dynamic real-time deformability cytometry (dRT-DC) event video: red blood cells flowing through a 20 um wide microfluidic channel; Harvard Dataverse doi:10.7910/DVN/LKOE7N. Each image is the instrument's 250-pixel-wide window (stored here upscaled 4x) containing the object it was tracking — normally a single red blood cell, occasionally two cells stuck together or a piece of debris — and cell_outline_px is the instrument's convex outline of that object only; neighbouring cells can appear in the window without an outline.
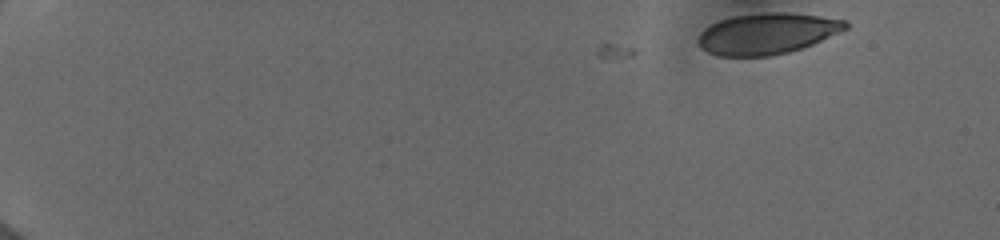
{"species": "human", "species_latin": "Homo sapiens", "temperature_condition": "cold", "stored_images_in_passage": 10, "camera_frame_rate_fps": 3000, "um_per_image_px": 0.085, "donor": {"sex": "female"}, "frame": {"image": 1, "passage_image": 1, "time_ms": 0.0, "image_size_px": [1000, 240], "cell_outline_px": [[848, 28], [812, 44], [788, 52], [768, 56], [716, 56], [700, 48], [696, 40], [700, 32], [704, 28], [720, 20], [732, 16], [764, 12], [788, 12], [820, 16], [844, 20], [848, 24]], "centroid_in_image_um": [65.15, 2.85], "position_along_channel_um": 19.8, "area_um2": 35.26}}
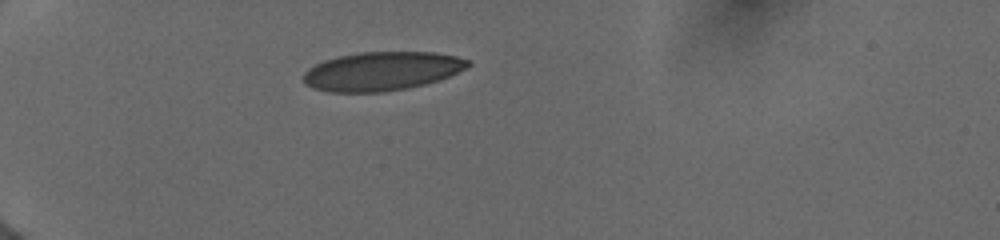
{"frame": {"image": 2, "passage_image": 6, "time_ms": 4.0, "image_size_px": [1000, 240], "cell_outline_px": [[472, 64], [468, 68], [448, 76], [424, 84], [408, 88], [384, 92], [328, 92], [312, 88], [304, 80], [304, 72], [308, 68], [324, 60], [340, 56], [360, 52], [432, 52], [456, 56], [468, 60]], "centroid_in_image_um": [32.46, 6.05], "position_along_channel_um": 52.5, "area_um2": 37.05}}
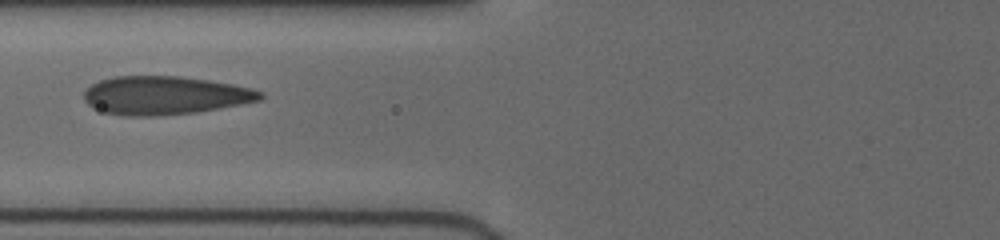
{"frame": {"image": 3, "passage_image": 9, "time_ms": 6.333, "image_size_px": [1000, 240], "cell_outline_px": [[264, 96], [260, 100], [240, 104], [196, 112], [160, 116], [124, 116], [104, 112], [92, 108], [84, 100], [84, 92], [92, 84], [100, 80], [116, 76], [180, 76], [208, 80], [232, 84], [252, 88], [264, 92]], "centroid_in_image_um": [14.0, 8.11], "position_along_channel_um": 111.8, "area_um2": 39.54}}